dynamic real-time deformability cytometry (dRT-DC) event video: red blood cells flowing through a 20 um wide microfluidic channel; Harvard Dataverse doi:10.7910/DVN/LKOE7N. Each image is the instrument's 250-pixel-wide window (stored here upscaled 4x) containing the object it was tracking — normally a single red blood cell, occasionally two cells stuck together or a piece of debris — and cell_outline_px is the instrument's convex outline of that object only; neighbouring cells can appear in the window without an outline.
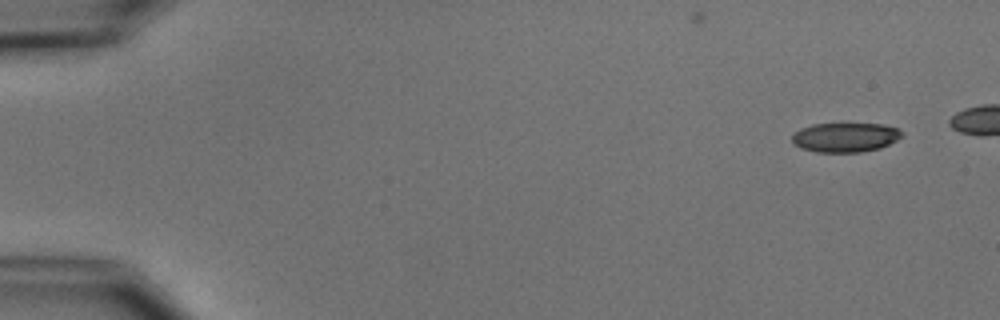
{"species": "common noctule bat (a hibernating species)", "species_latin": "Nyctalus noctula", "temperature_condition": "cold", "stored_images_in_passage": 6, "camera_frame_rate_fps": 3000, "um_per_image_px": 0.085, "animal": {"sex": "male", "body_mass_g": 15.6}, "frame": {"image": 1, "passage_image": 1, "time_ms": 0.0, "image_size_px": [1000, 320], "cell_outline_px": [[904, 136], [880, 148], [860, 152], [816, 152], [800, 148], [792, 144], [792, 136], [800, 128], [812, 124], [884, 124], [896, 128], [904, 132]], "centroid_in_image_um": [71.84, 11.67], "position_along_channel_um": 13.2, "area_um2": 18.9}}